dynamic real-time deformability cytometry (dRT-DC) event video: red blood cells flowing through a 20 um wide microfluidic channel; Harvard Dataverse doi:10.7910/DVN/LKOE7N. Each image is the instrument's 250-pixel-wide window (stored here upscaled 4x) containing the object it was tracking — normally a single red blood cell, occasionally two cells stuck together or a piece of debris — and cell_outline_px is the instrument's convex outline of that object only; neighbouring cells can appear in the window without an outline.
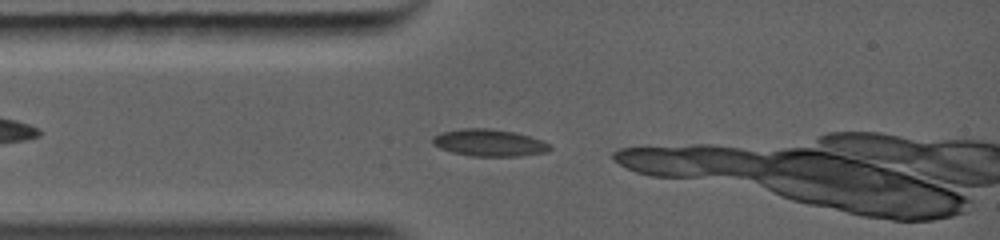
{"species": "common noctule bat (a hibernating species)", "species_latin": "Nyctalus noctula", "temperature_condition": "warm", "stored_images_in_passage": 7, "camera_frame_rate_fps": 5000, "um_per_image_px": 0.085, "animal": {"sex": "female", "body_mass_g": 19.0, "forearm_length_mm": 56.7}, "frame": {"image": 1, "passage_image": 1, "time_ms": 0.0, "image_size_px": [1000, 240], "cell_outline_px": [[552, 148], [548, 152], [520, 156], [468, 156], [452, 152], [440, 148], [432, 144], [432, 136], [440, 132], [460, 128], [492, 128], [512, 132], [544, 140]], "centroid_in_image_um": [41.55, 12.13], "position_along_channel_um": 43.4, "area_um2": 18.67}}